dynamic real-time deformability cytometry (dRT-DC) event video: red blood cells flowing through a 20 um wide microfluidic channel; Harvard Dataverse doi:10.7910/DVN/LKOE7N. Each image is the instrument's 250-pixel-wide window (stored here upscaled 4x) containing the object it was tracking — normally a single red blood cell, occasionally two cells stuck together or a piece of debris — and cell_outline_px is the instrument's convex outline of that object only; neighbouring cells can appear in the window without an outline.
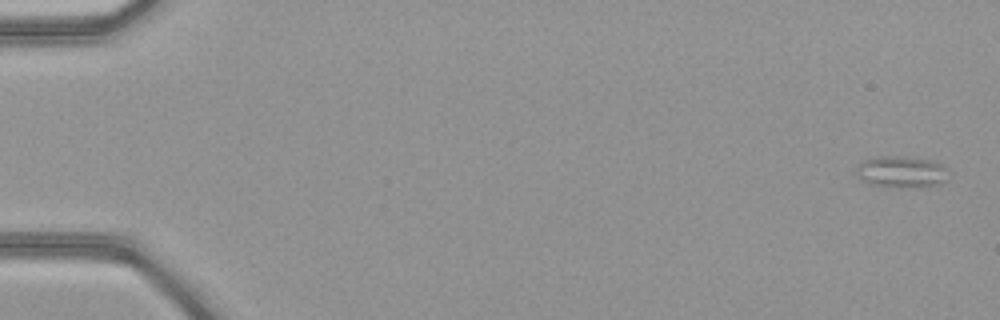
{"species": "common noctule bat (a hibernating species)", "species_latin": "Nyctalus noctula", "temperature_condition": "warm", "stored_images_in_passage": 17, "camera_frame_rate_fps": 3000, "um_per_image_px": 0.085, "animal": {"sex": "female", "body_mass_g": 21.9}, "frame": {"image": 1, "passage_image": 1, "time_ms": 0.0, "image_size_px": [1000, 320], "cell_outline_px": [[948, 180], [936, 184], [916, 188], [872, 184], [864, 180], [856, 172], [856, 168], [864, 160], [880, 156], [912, 156], [932, 160], [948, 168]], "centroid_in_image_um": [76.7, 14.58], "position_along_channel_um": 8.3, "area_um2": 16.88}}
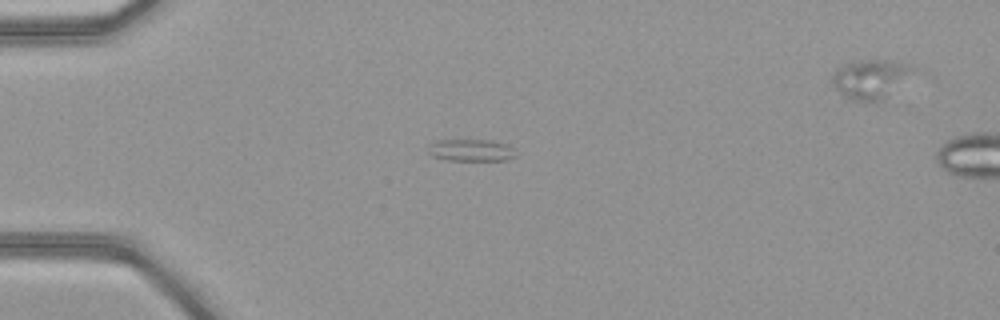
{"frame": {"image": 2, "passage_image": 14, "time_ms": 4.333, "image_size_px": [1000, 320], "cell_outline_px": [[516, 156], [508, 160], [448, 160], [432, 156], [428, 152], [432, 144], [436, 140], [492, 140], [508, 144], [512, 148]], "centroid_in_image_um": [40.08, 12.77], "position_along_channel_um": 44.9, "area_um2": 11.16}}